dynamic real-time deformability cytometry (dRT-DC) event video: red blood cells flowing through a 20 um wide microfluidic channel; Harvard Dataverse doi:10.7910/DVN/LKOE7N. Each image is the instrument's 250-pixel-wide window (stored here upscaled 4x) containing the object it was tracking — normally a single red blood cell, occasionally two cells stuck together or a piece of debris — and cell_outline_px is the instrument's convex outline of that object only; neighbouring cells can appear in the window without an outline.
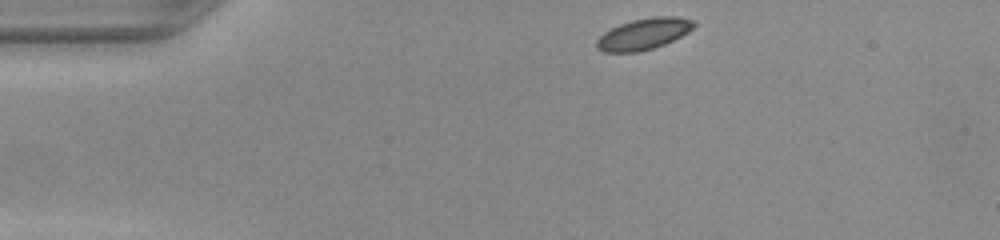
{"species": "common noctule bat (a hibernating species)", "species_latin": "Nyctalus noctula", "temperature_condition": "warm", "stored_images_in_passage": 30, "camera_frame_rate_fps": 3000, "um_per_image_px": 0.085, "animal": {"sex": "female", "body_mass_g": 22.0, "forearm_length_mm": 56.7}, "frame": {"image": 1, "passage_image": 1, "time_ms": 0.0, "image_size_px": [1000, 240], "cell_outline_px": [[696, 24], [688, 32], [664, 44], [652, 48], [636, 52], [604, 52], [596, 48], [596, 40], [604, 32], [620, 24], [632, 20], [652, 16], [676, 16], [696, 20]], "centroid_in_image_um": [54.72, 2.87], "position_along_channel_um": 30.3, "area_um2": 17.69}}
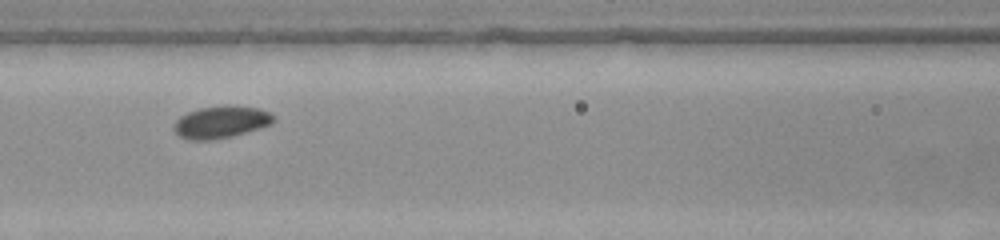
{"frame": {"image": 2, "passage_image": 14, "time_ms": 4.333, "image_size_px": [1000, 240], "cell_outline_px": [[276, 120], [272, 124], [260, 128], [232, 136], [212, 140], [188, 140], [180, 136], [172, 128], [176, 120], [180, 116], [188, 112], [200, 108], [228, 104], [260, 108], [268, 112]], "centroid_in_image_um": [18.79, 10.36], "position_along_channel_um": 147.8, "area_um2": 18.84}}
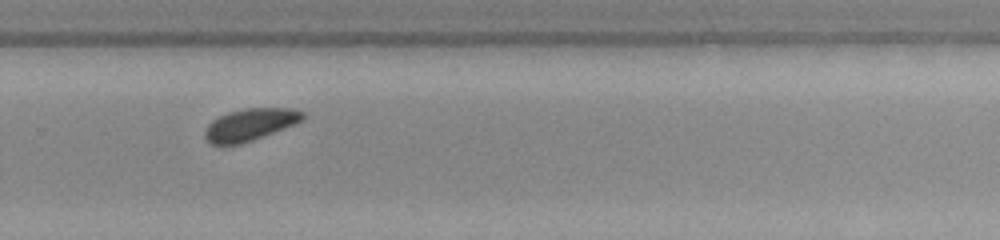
{"frame": {"image": 3, "passage_image": 26, "time_ms": 8.333, "image_size_px": [1000, 240], "cell_outline_px": [[304, 120], [296, 124], [252, 140], [240, 144], [224, 148], [212, 144], [204, 136], [204, 132], [208, 124], [212, 120], [228, 112], [244, 108], [292, 108], [304, 112]], "centroid_in_image_um": [21.23, 10.61], "position_along_channel_um": 308.6, "area_um2": 18.61}}